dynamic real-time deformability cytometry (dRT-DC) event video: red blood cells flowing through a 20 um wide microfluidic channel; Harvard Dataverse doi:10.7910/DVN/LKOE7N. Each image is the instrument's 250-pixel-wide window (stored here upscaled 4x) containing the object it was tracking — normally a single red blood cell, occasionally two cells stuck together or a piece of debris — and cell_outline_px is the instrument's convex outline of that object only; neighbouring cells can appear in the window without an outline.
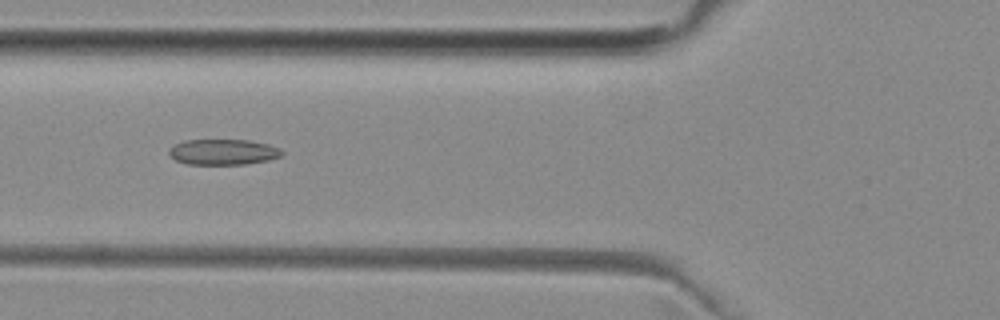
{"species": "common noctule bat (a hibernating species)", "species_latin": "Nyctalus noctula", "temperature_condition": "room temperature", "stored_images_in_passage": 48, "camera_frame_rate_fps": 3000, "um_per_image_px": 0.085, "animal": {"sex": "female", "body_mass_g": 29.2, "forearm_length_mm": 56.3}, "frame": {"image": 1, "passage_image": 19, "time_ms": 6.0, "image_size_px": [1000, 320], "cell_outline_px": [[284, 152], [280, 156], [268, 160], [244, 164], [188, 164], [176, 160], [168, 152], [168, 148], [184, 140], [248, 140], [268, 144], [280, 148]], "centroid_in_image_um": [18.97, 12.91], "position_along_channel_um": 106.8, "area_um2": 16.76}}
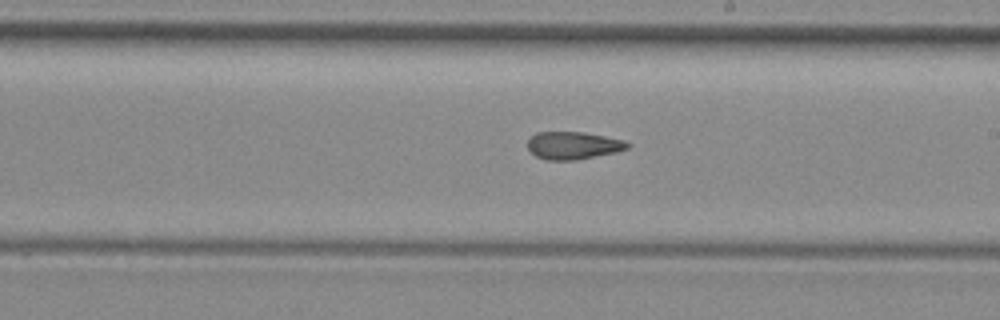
{"frame": {"image": 2, "passage_image": 29, "time_ms": 9.333, "image_size_px": [1000, 320], "cell_outline_px": [[632, 144], [628, 148], [616, 152], [576, 160], [548, 160], [536, 156], [528, 148], [528, 140], [536, 132], [584, 132], [624, 140]], "centroid_in_image_um": [48.74, 12.36], "position_along_channel_um": 240.3, "area_um2": 16.01}}
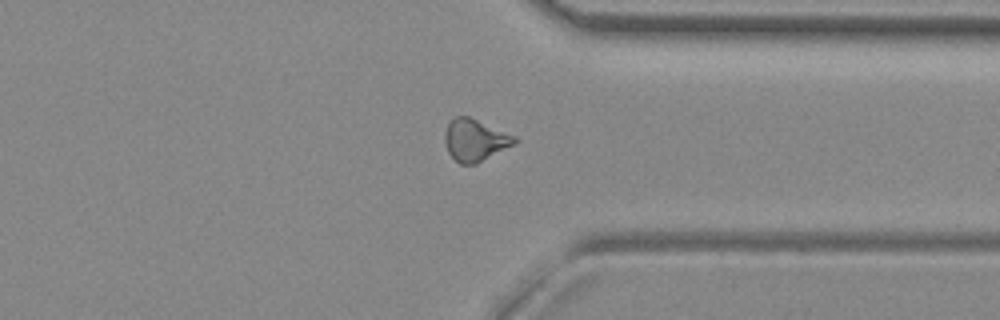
{"frame": {"image": 3, "passage_image": 39, "time_ms": 12.667, "image_size_px": [1000, 320], "cell_outline_px": [[520, 140], [516, 144], [476, 164], [460, 164], [448, 152], [444, 140], [444, 132], [448, 124], [456, 116], [468, 116], [516, 136]], "centroid_in_image_um": [40.4, 11.92], "position_along_channel_um": 371.0, "area_um2": 17.11}, "authors_computed_cell_mechanics": {"area_um2": 16.9065, "velocity_mm_per_s": 4.0051, "shape_relaxation_time_tau1_ms": null, "shape_relaxation_time_tau2_ms": 3.4062, "deformation_change_tau1": null, "deformation_change_tau2": 0.1053}}